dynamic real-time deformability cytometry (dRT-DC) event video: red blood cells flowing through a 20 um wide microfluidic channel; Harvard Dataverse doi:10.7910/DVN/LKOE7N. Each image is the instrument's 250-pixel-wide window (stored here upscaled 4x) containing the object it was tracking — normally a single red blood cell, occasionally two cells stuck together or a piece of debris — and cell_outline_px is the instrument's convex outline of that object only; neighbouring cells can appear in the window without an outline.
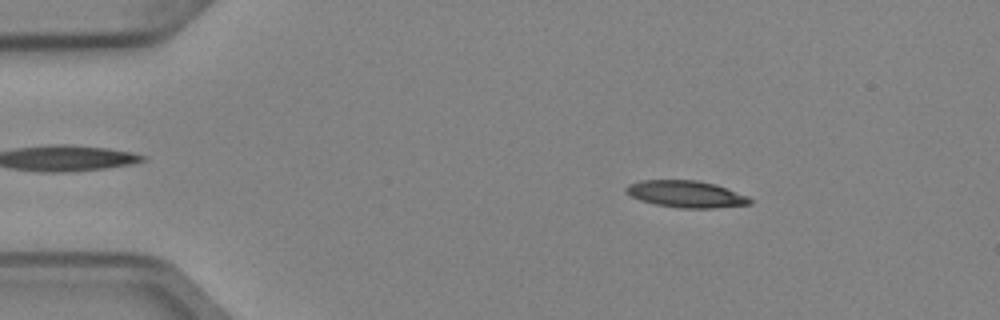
{"species": "Egyptian fruit bat (a non-hibernating species)", "species_latin": "Rousettus aegyptiacus", "temperature_condition": "cold", "stored_images_in_passage": 4, "camera_frame_rate_fps": 3000, "um_per_image_px": 0.085, "animal": {"sex": "female"}, "frame": {"image": 1, "passage_image": 2, "time_ms": 0.333, "image_size_px": [1000, 320], "cell_outline_px": [[752, 204], [716, 208], [680, 208], [656, 204], [640, 200], [624, 192], [624, 188], [628, 184], [640, 180], [696, 180], [716, 184], [748, 196], [752, 200]], "centroid_in_image_um": [58.31, 16.49], "position_along_channel_um": 26.7, "area_um2": 19.48}}
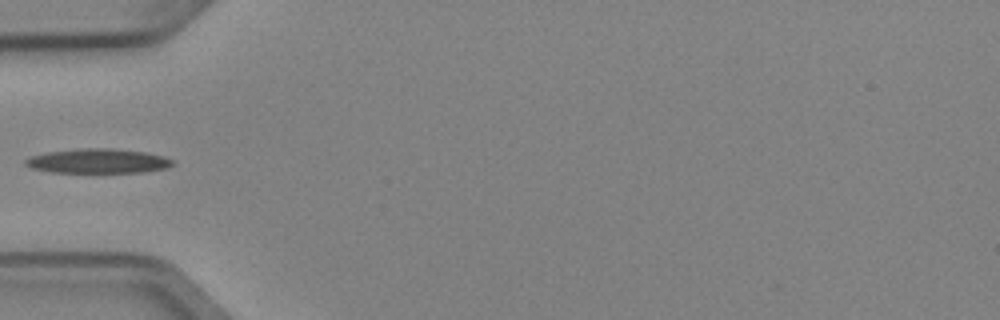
{"frame": {"image": 2, "passage_image": 4, "time_ms": 1.0, "image_size_px": [1000, 320], "cell_outline_px": [[172, 164], [164, 168], [144, 172], [52, 172], [32, 168], [24, 164], [24, 160], [32, 156], [48, 152], [80, 148], [112, 148], [144, 152], [164, 156], [172, 160]], "centroid_in_image_um": [8.3, 13.68], "position_along_channel_um": 76.7, "area_um2": 20.75}}